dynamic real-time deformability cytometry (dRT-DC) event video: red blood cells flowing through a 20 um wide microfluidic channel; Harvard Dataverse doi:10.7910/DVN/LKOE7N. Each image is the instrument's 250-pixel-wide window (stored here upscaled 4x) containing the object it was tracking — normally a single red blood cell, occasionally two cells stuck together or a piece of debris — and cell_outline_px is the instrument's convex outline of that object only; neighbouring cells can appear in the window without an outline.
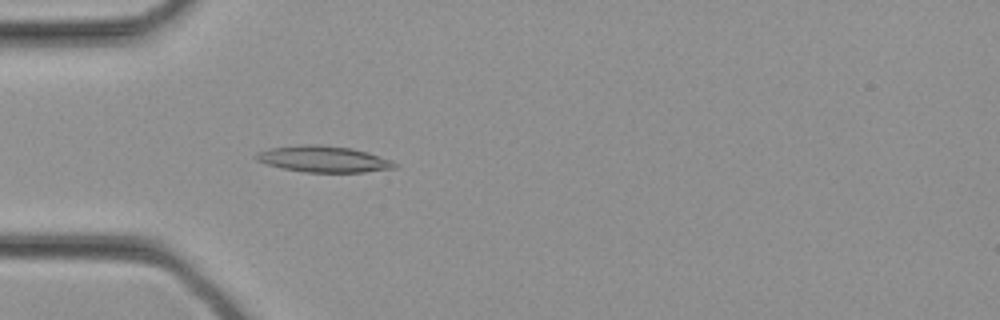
{"species": "common noctule bat (a hibernating species)", "species_latin": "Nyctalus noctula", "temperature_condition": "cold", "stored_images_in_passage": 32, "camera_frame_rate_fps": 3000, "um_per_image_px": 0.085, "animal": {"sex": "female", "body_mass_g": 21.9}, "frame": {"image": 1, "passage_image": 9, "time_ms": 2.667, "image_size_px": [1000, 320], "cell_outline_px": [[400, 164], [396, 168], [364, 172], [304, 172], [284, 168], [268, 164], [256, 160], [252, 156], [256, 152], [272, 148], [300, 144], [320, 144], [352, 148], [368, 152], [392, 160]], "centroid_in_image_um": [27.53, 13.51], "position_along_channel_um": 57.5, "area_um2": 21.39}}
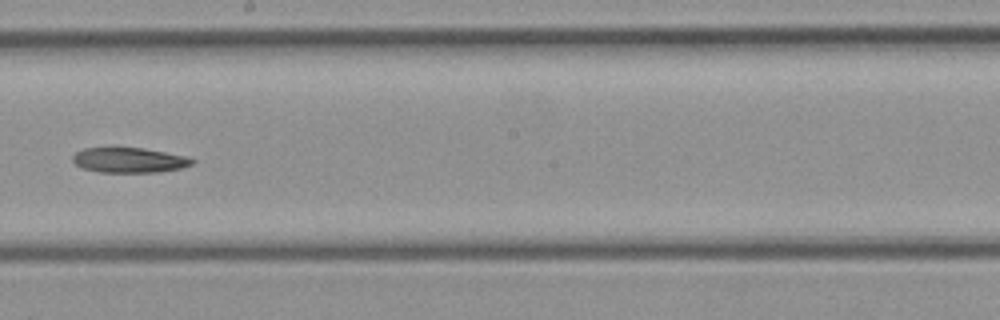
{"frame": {"image": 2, "passage_image": 18, "time_ms": 5.667, "image_size_px": [1000, 320], "cell_outline_px": [[196, 160], [192, 164], [180, 168], [156, 172], [100, 172], [84, 168], [76, 164], [72, 160], [72, 156], [76, 152], [84, 148], [144, 148], [184, 156]], "centroid_in_image_um": [10.97, 13.61], "position_along_channel_um": 237.2, "area_um2": 17.17}}
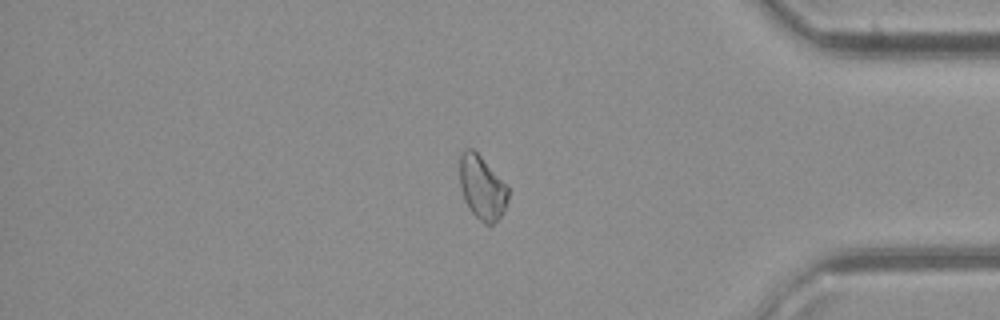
{"frame": {"image": 3, "passage_image": 27, "time_ms": 8.667, "image_size_px": [1000, 320], "cell_outline_px": [[508, 200], [500, 216], [492, 224], [484, 224], [472, 212], [464, 200], [460, 188], [460, 152], [464, 148], [472, 148], [508, 184]], "centroid_in_image_um": [40.97, 15.91], "position_along_channel_um": 394.2, "area_um2": 18.03}}